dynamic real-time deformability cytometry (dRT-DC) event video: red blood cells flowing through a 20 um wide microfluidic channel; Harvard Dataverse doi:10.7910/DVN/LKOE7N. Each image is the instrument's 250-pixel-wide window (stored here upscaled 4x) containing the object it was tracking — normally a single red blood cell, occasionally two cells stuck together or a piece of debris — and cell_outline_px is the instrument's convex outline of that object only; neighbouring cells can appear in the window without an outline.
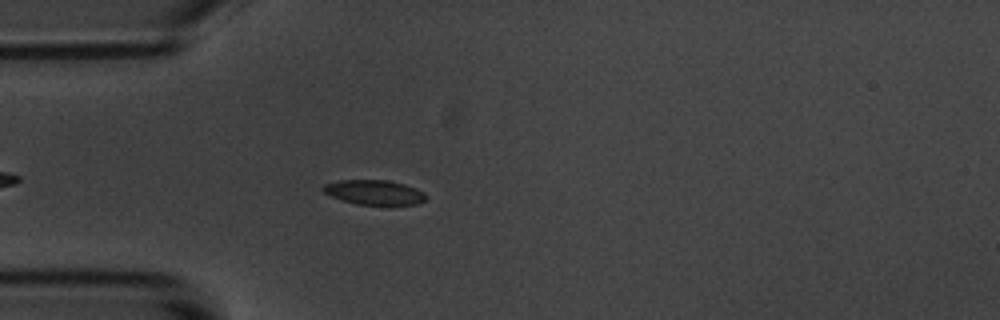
{"species": "common noctule bat (a hibernating species)", "species_latin": "Nyctalus noctula", "temperature_condition": "room temperature", "stored_images_in_passage": 42, "camera_frame_rate_fps": 3000, "um_per_image_px": 0.085, "animal": {"sex": "male", "body_mass_g": 20.1, "forearm_length_mm": 53.5}, "frame": {"image": 1, "passage_image": 8, "time_ms": 2.333, "image_size_px": [1000, 320], "cell_outline_px": [[428, 196], [424, 200], [416, 204], [392, 208], [356, 204], [332, 196], [324, 192], [320, 188], [324, 184], [340, 180], [388, 180], [404, 184], [416, 188], [424, 192]], "centroid_in_image_um": [31.88, 16.39], "position_along_channel_um": 53.1, "area_um2": 15.49}}
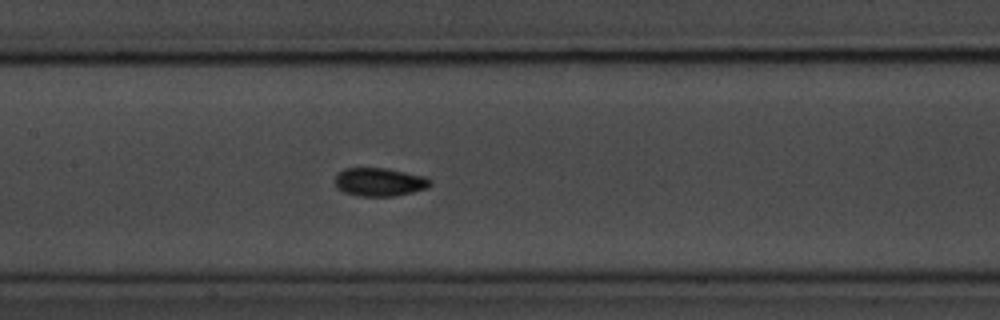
{"frame": {"image": 2, "passage_image": 19, "time_ms": 6.0, "image_size_px": [1000, 320], "cell_outline_px": [[432, 184], [428, 188], [412, 192], [392, 196], [360, 196], [344, 192], [336, 188], [336, 176], [344, 168], [388, 168], [424, 176], [432, 180]], "centroid_in_image_um": [32.28, 15.47], "position_along_channel_um": 175.1, "area_um2": 15.72}}
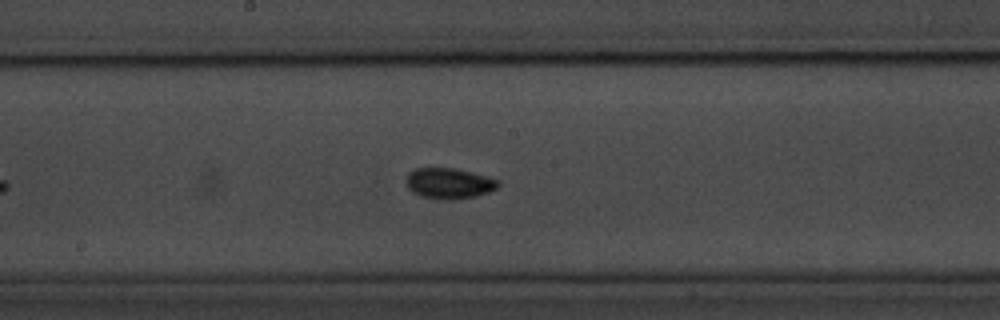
{"frame": {"image": 3, "passage_image": 22, "time_ms": 7.0, "image_size_px": [1000, 320], "cell_outline_px": [[500, 184], [496, 188], [488, 192], [476, 196], [448, 200], [440, 200], [420, 196], [412, 192], [408, 188], [408, 172], [416, 168], [452, 168], [500, 180]], "centroid_in_image_um": [38.15, 15.6], "position_along_channel_um": 210.0, "area_um2": 16.24}, "authors_computed_cell_mechanics": {"area_um2": 15.3748, "velocity_mm_per_s": 3.5029, "shape_relaxation_time_tau1_ms": 2.8023, "shape_relaxation_time_tau2_ms": 2.9082, "deformation_change_tau1": 0.0984, "deformation_change_tau2": 0.0376}}